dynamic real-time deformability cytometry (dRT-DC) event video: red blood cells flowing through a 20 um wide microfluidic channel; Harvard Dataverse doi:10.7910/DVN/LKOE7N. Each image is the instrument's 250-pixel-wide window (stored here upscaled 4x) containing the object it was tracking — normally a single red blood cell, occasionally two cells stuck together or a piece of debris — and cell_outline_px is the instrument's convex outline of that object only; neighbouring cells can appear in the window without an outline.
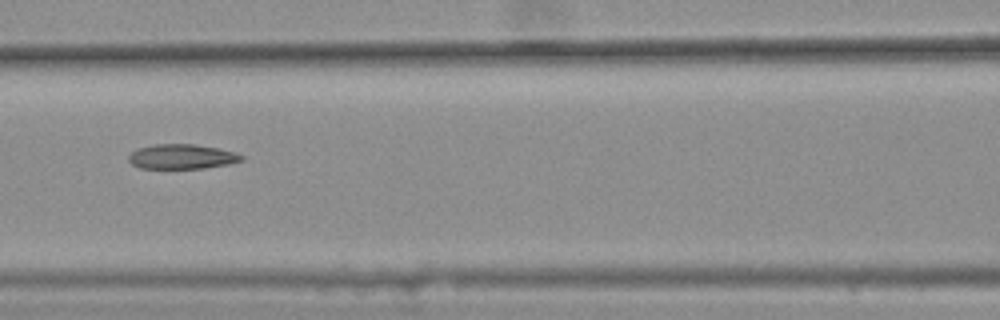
{"species": "common noctule bat (a hibernating species)", "species_latin": "Nyctalus noctula", "temperature_condition": "warm", "stored_images_in_passage": 12, "camera_frame_rate_fps": 3000, "um_per_image_px": 0.085, "animal": {"sex": "female", "body_mass_g": 25.1}, "frame": {"image": 1, "passage_image": 6, "time_ms": 1.667, "image_size_px": [1000, 320], "cell_outline_px": [[244, 160], [228, 164], [204, 168], [140, 168], [132, 164], [128, 160], [128, 156], [132, 152], [140, 148], [152, 144], [192, 144], [220, 148], [236, 152], [244, 156]], "centroid_in_image_um": [15.49, 13.31], "position_along_channel_um": 151.1, "area_um2": 16.3}}
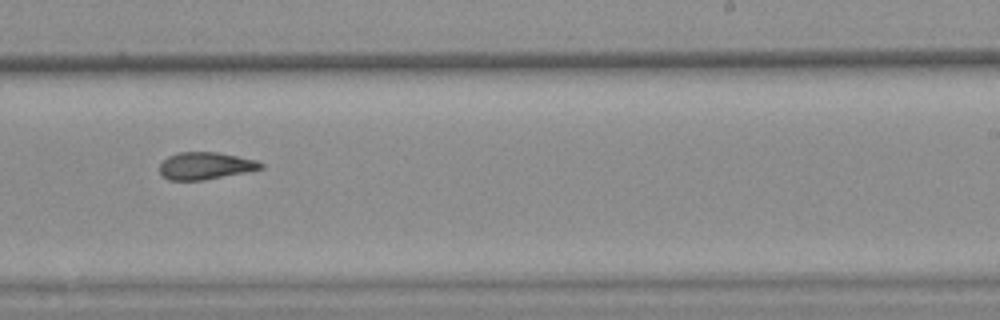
{"frame": {"image": 2, "passage_image": 9, "time_ms": 2.667, "image_size_px": [1000, 320], "cell_outline_px": [[264, 168], [248, 172], [204, 180], [168, 180], [160, 176], [160, 164], [168, 156], [180, 152], [216, 152], [256, 160], [264, 164]], "centroid_in_image_um": [17.46, 14.1], "position_along_channel_um": 271.5, "area_um2": 16.13}}
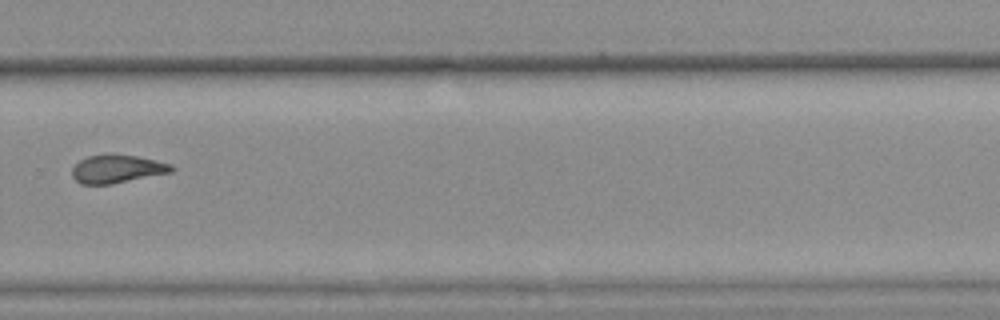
{"frame": {"image": 3, "passage_image": 10, "time_ms": 3.0, "image_size_px": [1000, 320], "cell_outline_px": [[176, 168], [172, 172], [112, 184], [80, 184], [72, 176], [72, 168], [80, 160], [88, 156], [136, 156], [156, 160], [172, 164]], "centroid_in_image_um": [9.98, 14.39], "position_along_channel_um": 319.8, "area_um2": 15.95}}